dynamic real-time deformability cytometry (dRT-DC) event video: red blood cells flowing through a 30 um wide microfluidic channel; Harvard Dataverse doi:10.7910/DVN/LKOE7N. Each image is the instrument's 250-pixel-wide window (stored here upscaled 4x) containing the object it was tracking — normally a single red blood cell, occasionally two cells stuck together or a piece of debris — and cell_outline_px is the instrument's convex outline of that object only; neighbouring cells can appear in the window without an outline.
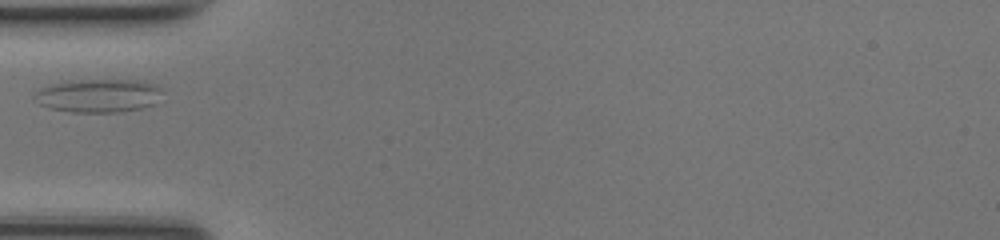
{"species": "common noctule bat (a hibernating species)", "species_latin": "Nyctalus noctula", "temperature_condition": "room temperature", "stored_images_in_passage": 36, "camera_frame_rate_fps": 3000, "um_per_image_px": 0.085, "animal": {"sex": "female", "body_mass_g": 17.0, "forearm_length_mm": 48.0}, "frame": {"image": 1, "passage_image": 1, "time_ms": 0.0, "image_size_px": [1000, 240], "cell_outline_px": [[160, 88], [152, 104], [140, 108], [116, 112], [72, 112], [52, 108], [40, 104], [32, 96], [40, 88], [64, 80], [136, 80], [156, 84]], "centroid_in_image_um": [8.28, 8.11], "position_along_channel_um": 76.7, "area_um2": 24.45}}
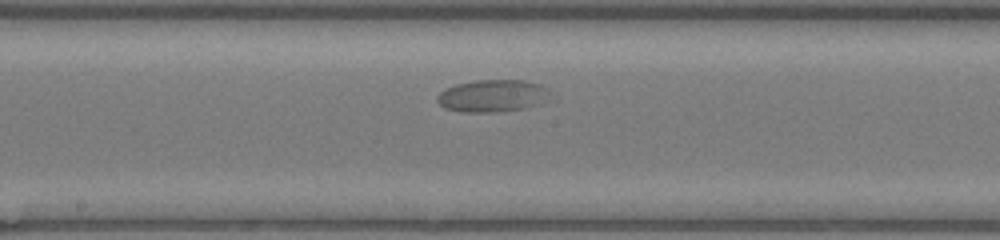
{"frame": {"image": 2, "passage_image": 11, "time_ms": 3.333, "image_size_px": [1000, 240], "cell_outline_px": [[548, 88], [540, 104], [524, 108], [500, 112], [464, 112], [444, 108], [436, 100], [436, 96], [444, 88], [456, 84], [476, 80], [524, 80], [540, 84]], "centroid_in_image_um": [41.78, 8.14], "position_along_channel_um": 206.4, "area_um2": 21.1}}
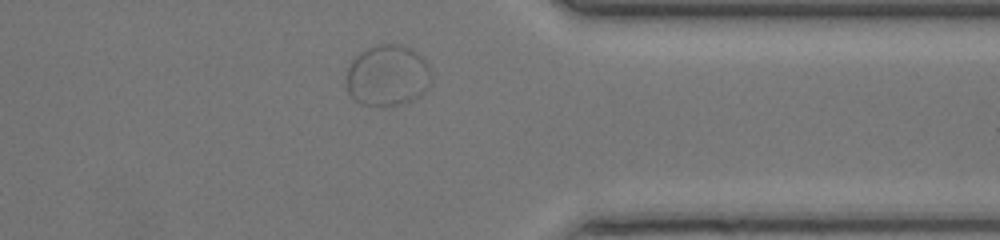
{"frame": {"image": 3, "passage_image": 25, "time_ms": 8.0, "image_size_px": [1000, 240], "cell_outline_px": [[428, 88], [420, 96], [412, 100], [396, 104], [360, 104], [348, 92], [348, 68], [352, 60], [360, 52], [376, 44], [400, 44], [412, 48], [428, 64]], "centroid_in_image_um": [32.93, 6.38], "position_along_channel_um": 378.5, "area_um2": 29.59}}